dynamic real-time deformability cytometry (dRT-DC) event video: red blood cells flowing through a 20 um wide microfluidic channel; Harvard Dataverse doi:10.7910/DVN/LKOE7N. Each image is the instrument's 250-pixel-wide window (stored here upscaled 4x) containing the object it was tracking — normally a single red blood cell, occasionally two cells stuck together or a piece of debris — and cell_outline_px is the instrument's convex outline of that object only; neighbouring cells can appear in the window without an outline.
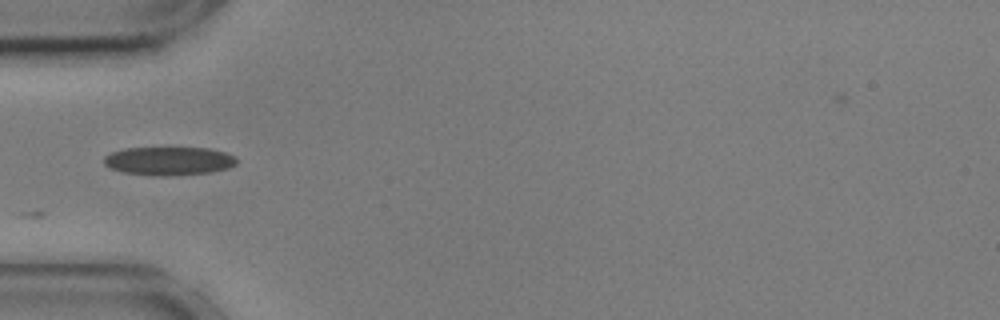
{"species": "common noctule bat (a hibernating species)", "species_latin": "Nyctalus noctula", "temperature_condition": "cold", "stored_images_in_passage": 19, "camera_frame_rate_fps": 3000, "um_per_image_px": 0.085, "animal": {"sex": "male", "body_mass_g": 17.9, "forearm_length_mm": 54.2}, "frame": {"image": 1, "passage_image": 1, "time_ms": 0.0, "image_size_px": [1000, 320], "cell_outline_px": [[236, 164], [228, 168], [208, 172], [164, 176], [152, 176], [124, 172], [108, 168], [104, 164], [104, 156], [112, 152], [124, 148], [208, 148], [224, 152], [236, 156]], "centroid_in_image_um": [14.32, 13.68], "position_along_channel_um": 70.7, "area_um2": 21.96}}
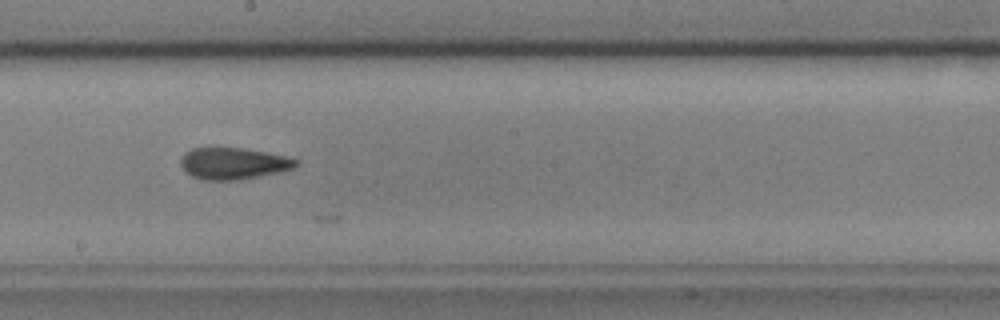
{"frame": {"image": 2, "passage_image": 14, "time_ms": 4.333, "image_size_px": [1000, 320], "cell_outline_px": [[300, 164], [296, 168], [280, 172], [240, 180], [204, 180], [192, 176], [180, 164], [180, 160], [192, 148], [244, 148], [268, 152], [300, 160]], "centroid_in_image_um": [19.92, 13.9], "position_along_channel_um": 228.3, "area_um2": 21.27}}